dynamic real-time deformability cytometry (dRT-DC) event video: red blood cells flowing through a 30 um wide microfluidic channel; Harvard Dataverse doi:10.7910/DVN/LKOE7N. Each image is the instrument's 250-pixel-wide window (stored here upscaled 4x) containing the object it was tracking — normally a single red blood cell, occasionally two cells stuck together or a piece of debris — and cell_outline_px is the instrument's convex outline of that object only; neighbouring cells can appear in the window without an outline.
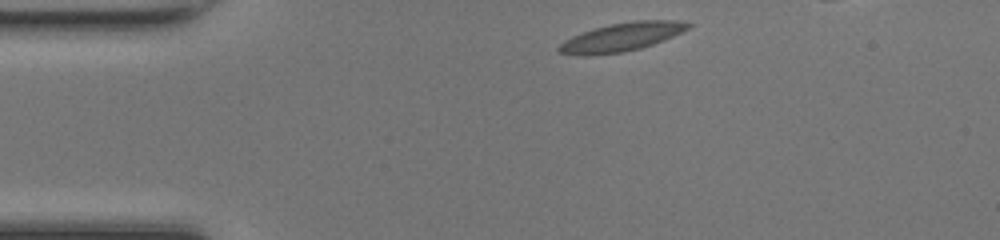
{"species": "common noctule bat (a hibernating species)", "species_latin": "Nyctalus noctula", "temperature_condition": "room temperature", "stored_images_in_passage": 14, "camera_frame_rate_fps": 3000, "um_per_image_px": 0.085, "animal": {"sex": "female", "body_mass_g": 17.0, "forearm_length_mm": 48.0}, "frame": {"image": 1, "passage_image": 1, "time_ms": 0.0, "image_size_px": [1000, 240], "cell_outline_px": [[692, 24], [688, 28], [664, 40], [640, 48], [624, 52], [588, 56], [580, 56], [560, 52], [556, 48], [564, 40], [572, 36], [596, 28], [612, 24], [636, 20], [680, 20]], "centroid_in_image_um": [52.82, 3.16], "position_along_channel_um": 32.2, "area_um2": 21.21}}
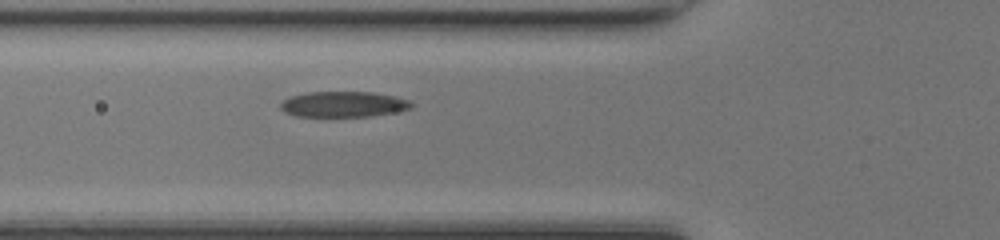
{"frame": {"image": 2, "passage_image": 9, "time_ms": 2.667, "image_size_px": [1000, 240], "cell_outline_px": [[412, 108], [392, 112], [368, 116], [296, 116], [284, 112], [280, 108], [280, 104], [284, 100], [292, 96], [308, 92], [372, 92], [392, 96], [408, 100], [412, 104]], "centroid_in_image_um": [29.15, 8.86], "position_along_channel_um": 96.7, "area_um2": 19.19}}
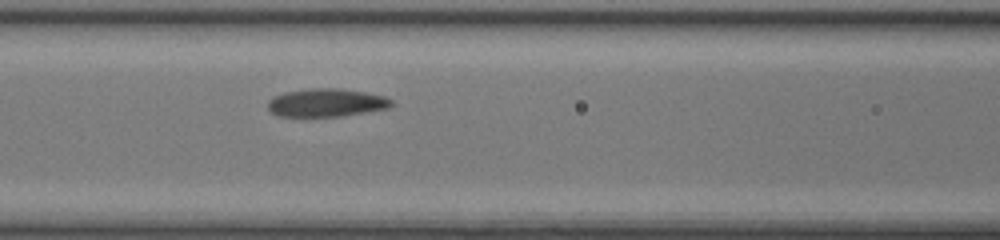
{"frame": {"image": 3, "passage_image": 12, "time_ms": 3.667, "image_size_px": [1000, 240], "cell_outline_px": [[392, 104], [388, 108], [340, 116], [280, 116], [272, 112], [268, 108], [268, 100], [284, 92], [308, 88], [340, 88], [364, 92], [384, 96], [392, 100]], "centroid_in_image_um": [27.73, 8.72], "position_along_channel_um": 138.9, "area_um2": 20.06}}